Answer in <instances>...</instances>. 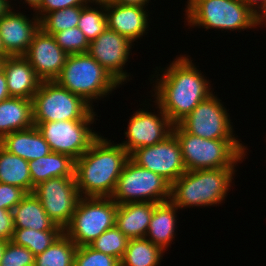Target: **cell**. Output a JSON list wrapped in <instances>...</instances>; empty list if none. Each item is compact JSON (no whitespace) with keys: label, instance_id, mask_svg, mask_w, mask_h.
Masks as SVG:
<instances>
[{"label":"cell","instance_id":"cell-23","mask_svg":"<svg viewBox=\"0 0 266 266\" xmlns=\"http://www.w3.org/2000/svg\"><path fill=\"white\" fill-rule=\"evenodd\" d=\"M178 208L169 200L157 203L154 207L146 238L153 244L160 246L164 251L175 239V229Z\"/></svg>","mask_w":266,"mask_h":266},{"label":"cell","instance_id":"cell-26","mask_svg":"<svg viewBox=\"0 0 266 266\" xmlns=\"http://www.w3.org/2000/svg\"><path fill=\"white\" fill-rule=\"evenodd\" d=\"M0 183L14 185L32 193V180L27 160L13 155L0 145Z\"/></svg>","mask_w":266,"mask_h":266},{"label":"cell","instance_id":"cell-25","mask_svg":"<svg viewBox=\"0 0 266 266\" xmlns=\"http://www.w3.org/2000/svg\"><path fill=\"white\" fill-rule=\"evenodd\" d=\"M32 192L41 182L58 177H74L75 160L68 155L51 152L47 156L28 161Z\"/></svg>","mask_w":266,"mask_h":266},{"label":"cell","instance_id":"cell-32","mask_svg":"<svg viewBox=\"0 0 266 266\" xmlns=\"http://www.w3.org/2000/svg\"><path fill=\"white\" fill-rule=\"evenodd\" d=\"M129 240L128 237L114 226L103 232L98 238L89 244V246L97 251L121 260L126 251Z\"/></svg>","mask_w":266,"mask_h":266},{"label":"cell","instance_id":"cell-35","mask_svg":"<svg viewBox=\"0 0 266 266\" xmlns=\"http://www.w3.org/2000/svg\"><path fill=\"white\" fill-rule=\"evenodd\" d=\"M35 255L26 247L16 245L12 241L6 243V247L0 262V266H34Z\"/></svg>","mask_w":266,"mask_h":266},{"label":"cell","instance_id":"cell-41","mask_svg":"<svg viewBox=\"0 0 266 266\" xmlns=\"http://www.w3.org/2000/svg\"><path fill=\"white\" fill-rule=\"evenodd\" d=\"M149 1L150 0H114V3L123 4V5H137V6L146 7L149 4Z\"/></svg>","mask_w":266,"mask_h":266},{"label":"cell","instance_id":"cell-30","mask_svg":"<svg viewBox=\"0 0 266 266\" xmlns=\"http://www.w3.org/2000/svg\"><path fill=\"white\" fill-rule=\"evenodd\" d=\"M84 6L67 7L51 13H46L40 19V29L46 34L53 35L68 28L78 26L81 10Z\"/></svg>","mask_w":266,"mask_h":266},{"label":"cell","instance_id":"cell-15","mask_svg":"<svg viewBox=\"0 0 266 266\" xmlns=\"http://www.w3.org/2000/svg\"><path fill=\"white\" fill-rule=\"evenodd\" d=\"M133 44L128 38L107 27L90 42L87 53L98 61L119 84L123 85L126 81H130V75L126 70L123 71V68L130 58Z\"/></svg>","mask_w":266,"mask_h":266},{"label":"cell","instance_id":"cell-37","mask_svg":"<svg viewBox=\"0 0 266 266\" xmlns=\"http://www.w3.org/2000/svg\"><path fill=\"white\" fill-rule=\"evenodd\" d=\"M88 0H42L40 6L35 11L37 17L41 19L46 13H51L67 7L85 6Z\"/></svg>","mask_w":266,"mask_h":266},{"label":"cell","instance_id":"cell-21","mask_svg":"<svg viewBox=\"0 0 266 266\" xmlns=\"http://www.w3.org/2000/svg\"><path fill=\"white\" fill-rule=\"evenodd\" d=\"M156 204L137 202L118 205L115 226L129 239L144 238Z\"/></svg>","mask_w":266,"mask_h":266},{"label":"cell","instance_id":"cell-16","mask_svg":"<svg viewBox=\"0 0 266 266\" xmlns=\"http://www.w3.org/2000/svg\"><path fill=\"white\" fill-rule=\"evenodd\" d=\"M68 56L54 37L41 29L34 35L24 55L42 81H54L60 75Z\"/></svg>","mask_w":266,"mask_h":266},{"label":"cell","instance_id":"cell-33","mask_svg":"<svg viewBox=\"0 0 266 266\" xmlns=\"http://www.w3.org/2000/svg\"><path fill=\"white\" fill-rule=\"evenodd\" d=\"M52 36L68 55L88 52L90 42L78 27L68 28Z\"/></svg>","mask_w":266,"mask_h":266},{"label":"cell","instance_id":"cell-3","mask_svg":"<svg viewBox=\"0 0 266 266\" xmlns=\"http://www.w3.org/2000/svg\"><path fill=\"white\" fill-rule=\"evenodd\" d=\"M235 172V168L186 171L171 185L170 201L178 209L221 204Z\"/></svg>","mask_w":266,"mask_h":266},{"label":"cell","instance_id":"cell-11","mask_svg":"<svg viewBox=\"0 0 266 266\" xmlns=\"http://www.w3.org/2000/svg\"><path fill=\"white\" fill-rule=\"evenodd\" d=\"M215 95L200 102L178 124L194 136L206 139H238L235 137L228 110Z\"/></svg>","mask_w":266,"mask_h":266},{"label":"cell","instance_id":"cell-42","mask_svg":"<svg viewBox=\"0 0 266 266\" xmlns=\"http://www.w3.org/2000/svg\"><path fill=\"white\" fill-rule=\"evenodd\" d=\"M10 0H0V17L4 16L13 6Z\"/></svg>","mask_w":266,"mask_h":266},{"label":"cell","instance_id":"cell-17","mask_svg":"<svg viewBox=\"0 0 266 266\" xmlns=\"http://www.w3.org/2000/svg\"><path fill=\"white\" fill-rule=\"evenodd\" d=\"M13 9L0 17V36L10 56H24L34 35L40 29V19L35 14L30 20L26 15L16 13Z\"/></svg>","mask_w":266,"mask_h":266},{"label":"cell","instance_id":"cell-39","mask_svg":"<svg viewBox=\"0 0 266 266\" xmlns=\"http://www.w3.org/2000/svg\"><path fill=\"white\" fill-rule=\"evenodd\" d=\"M261 24L266 25V0L255 12V26L258 27Z\"/></svg>","mask_w":266,"mask_h":266},{"label":"cell","instance_id":"cell-12","mask_svg":"<svg viewBox=\"0 0 266 266\" xmlns=\"http://www.w3.org/2000/svg\"><path fill=\"white\" fill-rule=\"evenodd\" d=\"M33 194L49 218L63 230L70 223L81 197L75 177L48 179L34 187Z\"/></svg>","mask_w":266,"mask_h":266},{"label":"cell","instance_id":"cell-5","mask_svg":"<svg viewBox=\"0 0 266 266\" xmlns=\"http://www.w3.org/2000/svg\"><path fill=\"white\" fill-rule=\"evenodd\" d=\"M55 81L73 94L81 96L91 106L93 100L106 97L120 85L88 53L69 55Z\"/></svg>","mask_w":266,"mask_h":266},{"label":"cell","instance_id":"cell-4","mask_svg":"<svg viewBox=\"0 0 266 266\" xmlns=\"http://www.w3.org/2000/svg\"><path fill=\"white\" fill-rule=\"evenodd\" d=\"M172 132L180 143L187 171L235 168L247 153V146L239 139L201 138L187 133L179 124L173 125Z\"/></svg>","mask_w":266,"mask_h":266},{"label":"cell","instance_id":"cell-14","mask_svg":"<svg viewBox=\"0 0 266 266\" xmlns=\"http://www.w3.org/2000/svg\"><path fill=\"white\" fill-rule=\"evenodd\" d=\"M158 115L144 109H138L130 117L124 133L126 140L119 143L130 155L138 148L152 146L163 141L172 133L173 123L166 113L157 105Z\"/></svg>","mask_w":266,"mask_h":266},{"label":"cell","instance_id":"cell-9","mask_svg":"<svg viewBox=\"0 0 266 266\" xmlns=\"http://www.w3.org/2000/svg\"><path fill=\"white\" fill-rule=\"evenodd\" d=\"M111 198L118 205L137 202L162 203L171 199V184L162 176L138 166L129 158Z\"/></svg>","mask_w":266,"mask_h":266},{"label":"cell","instance_id":"cell-28","mask_svg":"<svg viewBox=\"0 0 266 266\" xmlns=\"http://www.w3.org/2000/svg\"><path fill=\"white\" fill-rule=\"evenodd\" d=\"M77 247L63 232L43 253L35 256L34 266H74Z\"/></svg>","mask_w":266,"mask_h":266},{"label":"cell","instance_id":"cell-18","mask_svg":"<svg viewBox=\"0 0 266 266\" xmlns=\"http://www.w3.org/2000/svg\"><path fill=\"white\" fill-rule=\"evenodd\" d=\"M146 7L137 5H105L108 28L128 38L131 42L141 39L148 29Z\"/></svg>","mask_w":266,"mask_h":266},{"label":"cell","instance_id":"cell-47","mask_svg":"<svg viewBox=\"0 0 266 266\" xmlns=\"http://www.w3.org/2000/svg\"><path fill=\"white\" fill-rule=\"evenodd\" d=\"M8 241H5V240H1L0 239V262H1V259H2V256H3V253H4V250H5V247H6V243Z\"/></svg>","mask_w":266,"mask_h":266},{"label":"cell","instance_id":"cell-29","mask_svg":"<svg viewBox=\"0 0 266 266\" xmlns=\"http://www.w3.org/2000/svg\"><path fill=\"white\" fill-rule=\"evenodd\" d=\"M62 233L63 230L36 231L30 228H15L11 241L26 247L36 256L43 253Z\"/></svg>","mask_w":266,"mask_h":266},{"label":"cell","instance_id":"cell-27","mask_svg":"<svg viewBox=\"0 0 266 266\" xmlns=\"http://www.w3.org/2000/svg\"><path fill=\"white\" fill-rule=\"evenodd\" d=\"M164 250L146 237L133 238L128 242L126 251L120 260V266H158Z\"/></svg>","mask_w":266,"mask_h":266},{"label":"cell","instance_id":"cell-38","mask_svg":"<svg viewBox=\"0 0 266 266\" xmlns=\"http://www.w3.org/2000/svg\"><path fill=\"white\" fill-rule=\"evenodd\" d=\"M14 230L13 212L0 208V239L11 241Z\"/></svg>","mask_w":266,"mask_h":266},{"label":"cell","instance_id":"cell-7","mask_svg":"<svg viewBox=\"0 0 266 266\" xmlns=\"http://www.w3.org/2000/svg\"><path fill=\"white\" fill-rule=\"evenodd\" d=\"M118 204L111 197H80L63 232L77 245L91 244L115 226Z\"/></svg>","mask_w":266,"mask_h":266},{"label":"cell","instance_id":"cell-45","mask_svg":"<svg viewBox=\"0 0 266 266\" xmlns=\"http://www.w3.org/2000/svg\"><path fill=\"white\" fill-rule=\"evenodd\" d=\"M88 3L94 5H108L113 4L114 0H88Z\"/></svg>","mask_w":266,"mask_h":266},{"label":"cell","instance_id":"cell-31","mask_svg":"<svg viewBox=\"0 0 266 266\" xmlns=\"http://www.w3.org/2000/svg\"><path fill=\"white\" fill-rule=\"evenodd\" d=\"M77 27L89 42L95 40L108 27L105 5L95 8L92 4H86L81 10Z\"/></svg>","mask_w":266,"mask_h":266},{"label":"cell","instance_id":"cell-13","mask_svg":"<svg viewBox=\"0 0 266 266\" xmlns=\"http://www.w3.org/2000/svg\"><path fill=\"white\" fill-rule=\"evenodd\" d=\"M129 158L138 166L162 176L171 185L187 171L180 143L173 132L157 144L136 149Z\"/></svg>","mask_w":266,"mask_h":266},{"label":"cell","instance_id":"cell-43","mask_svg":"<svg viewBox=\"0 0 266 266\" xmlns=\"http://www.w3.org/2000/svg\"><path fill=\"white\" fill-rule=\"evenodd\" d=\"M254 12L264 3L265 0H243Z\"/></svg>","mask_w":266,"mask_h":266},{"label":"cell","instance_id":"cell-22","mask_svg":"<svg viewBox=\"0 0 266 266\" xmlns=\"http://www.w3.org/2000/svg\"><path fill=\"white\" fill-rule=\"evenodd\" d=\"M33 126L32 100L9 97L0 102V140L9 133Z\"/></svg>","mask_w":266,"mask_h":266},{"label":"cell","instance_id":"cell-24","mask_svg":"<svg viewBox=\"0 0 266 266\" xmlns=\"http://www.w3.org/2000/svg\"><path fill=\"white\" fill-rule=\"evenodd\" d=\"M15 228H30L36 231L63 230L47 215L39 199L32 193L27 195L12 210Z\"/></svg>","mask_w":266,"mask_h":266},{"label":"cell","instance_id":"cell-48","mask_svg":"<svg viewBox=\"0 0 266 266\" xmlns=\"http://www.w3.org/2000/svg\"><path fill=\"white\" fill-rule=\"evenodd\" d=\"M3 62H4V58L0 57V70H2Z\"/></svg>","mask_w":266,"mask_h":266},{"label":"cell","instance_id":"cell-8","mask_svg":"<svg viewBox=\"0 0 266 266\" xmlns=\"http://www.w3.org/2000/svg\"><path fill=\"white\" fill-rule=\"evenodd\" d=\"M94 108L54 81H42L32 98L33 122L83 120Z\"/></svg>","mask_w":266,"mask_h":266},{"label":"cell","instance_id":"cell-10","mask_svg":"<svg viewBox=\"0 0 266 266\" xmlns=\"http://www.w3.org/2000/svg\"><path fill=\"white\" fill-rule=\"evenodd\" d=\"M94 110L83 120L34 123L43 135L52 152L65 154L77 160L100 136L89 125L95 121Z\"/></svg>","mask_w":266,"mask_h":266},{"label":"cell","instance_id":"cell-20","mask_svg":"<svg viewBox=\"0 0 266 266\" xmlns=\"http://www.w3.org/2000/svg\"><path fill=\"white\" fill-rule=\"evenodd\" d=\"M0 145L13 155L27 161L36 160L52 152L36 126L9 133L0 140Z\"/></svg>","mask_w":266,"mask_h":266},{"label":"cell","instance_id":"cell-46","mask_svg":"<svg viewBox=\"0 0 266 266\" xmlns=\"http://www.w3.org/2000/svg\"><path fill=\"white\" fill-rule=\"evenodd\" d=\"M10 55L6 52L1 36H0V57H3L4 59L9 57Z\"/></svg>","mask_w":266,"mask_h":266},{"label":"cell","instance_id":"cell-19","mask_svg":"<svg viewBox=\"0 0 266 266\" xmlns=\"http://www.w3.org/2000/svg\"><path fill=\"white\" fill-rule=\"evenodd\" d=\"M2 70L7 79L10 97L32 100L42 80L24 56H9L4 59Z\"/></svg>","mask_w":266,"mask_h":266},{"label":"cell","instance_id":"cell-1","mask_svg":"<svg viewBox=\"0 0 266 266\" xmlns=\"http://www.w3.org/2000/svg\"><path fill=\"white\" fill-rule=\"evenodd\" d=\"M188 57L189 55H180L165 70L159 67L163 73L155 75L157 79H154L155 94L151 96L156 100L153 102L166 113L174 125L213 94L211 82L204 78L201 70Z\"/></svg>","mask_w":266,"mask_h":266},{"label":"cell","instance_id":"cell-6","mask_svg":"<svg viewBox=\"0 0 266 266\" xmlns=\"http://www.w3.org/2000/svg\"><path fill=\"white\" fill-rule=\"evenodd\" d=\"M185 9L190 27L222 31L256 28L255 12L243 0H187Z\"/></svg>","mask_w":266,"mask_h":266},{"label":"cell","instance_id":"cell-40","mask_svg":"<svg viewBox=\"0 0 266 266\" xmlns=\"http://www.w3.org/2000/svg\"><path fill=\"white\" fill-rule=\"evenodd\" d=\"M9 97L10 94L7 89V79L3 70H0V102Z\"/></svg>","mask_w":266,"mask_h":266},{"label":"cell","instance_id":"cell-2","mask_svg":"<svg viewBox=\"0 0 266 266\" xmlns=\"http://www.w3.org/2000/svg\"><path fill=\"white\" fill-rule=\"evenodd\" d=\"M129 159L120 145L101 135L75 160L74 177L81 197H111Z\"/></svg>","mask_w":266,"mask_h":266},{"label":"cell","instance_id":"cell-44","mask_svg":"<svg viewBox=\"0 0 266 266\" xmlns=\"http://www.w3.org/2000/svg\"><path fill=\"white\" fill-rule=\"evenodd\" d=\"M22 1V0H21ZM25 4L27 3L34 11L38 9L42 0H24Z\"/></svg>","mask_w":266,"mask_h":266},{"label":"cell","instance_id":"cell-36","mask_svg":"<svg viewBox=\"0 0 266 266\" xmlns=\"http://www.w3.org/2000/svg\"><path fill=\"white\" fill-rule=\"evenodd\" d=\"M26 195L27 192L20 187L0 183V208L12 211Z\"/></svg>","mask_w":266,"mask_h":266},{"label":"cell","instance_id":"cell-34","mask_svg":"<svg viewBox=\"0 0 266 266\" xmlns=\"http://www.w3.org/2000/svg\"><path fill=\"white\" fill-rule=\"evenodd\" d=\"M74 266H120V260L87 246H78Z\"/></svg>","mask_w":266,"mask_h":266}]
</instances>
